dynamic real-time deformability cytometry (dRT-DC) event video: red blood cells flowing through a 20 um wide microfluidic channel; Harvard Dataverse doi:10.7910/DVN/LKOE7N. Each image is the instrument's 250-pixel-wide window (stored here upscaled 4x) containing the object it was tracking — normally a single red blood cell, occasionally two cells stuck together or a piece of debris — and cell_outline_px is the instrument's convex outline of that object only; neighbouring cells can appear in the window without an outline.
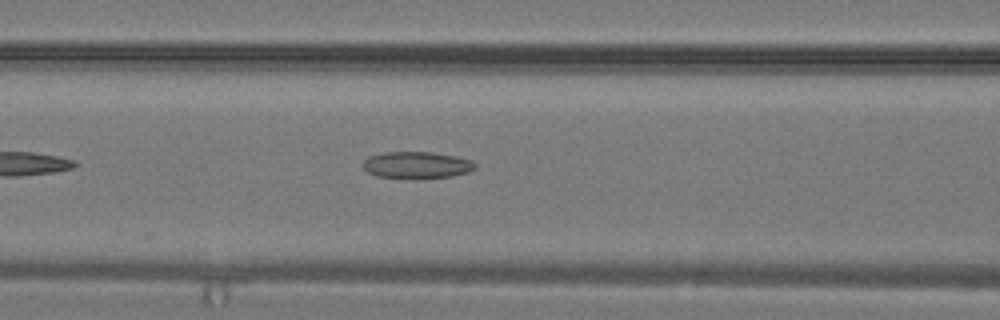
{"species": "common noctule bat (a hibernating species)", "species_latin": "Nyctalus noctula", "temperature_condition": "warm", "stored_images_in_passage": 22, "camera_frame_rate_fps": 3000, "um_per_image_px": 0.085, "animal": {"sex": "male", "body_mass_g": 19.2, "forearm_length_mm": 51.8}, "frame": {"image": 1, "passage_image": 4, "time_ms": 1.0, "image_size_px": [1000, 320], "cell_outline_px": [[476, 168], [468, 172], [452, 176], [416, 180], [376, 176], [368, 172], [364, 168], [364, 160], [368, 156], [384, 152], [432, 152], [456, 156], [472, 160], [476, 164]], "centroid_in_image_um": [35.44, 14.05], "position_along_channel_um": 131.2, "area_um2": 17.92}}
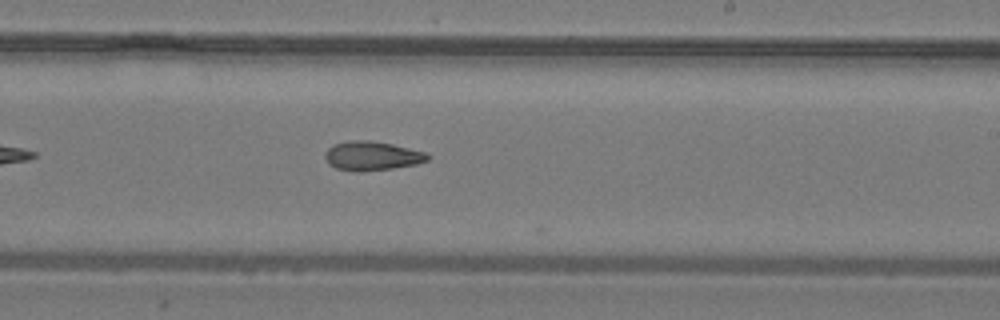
{"frame": {"image": 2, "passage_image": 10, "time_ms": 3.0, "image_size_px": [1000, 320], "cell_outline_px": [[428, 160], [416, 164], [392, 168], [360, 172], [352, 172], [336, 168], [328, 164], [324, 156], [328, 148], [332, 144], [352, 140], [368, 140], [392, 144], [424, 152], [428, 156]], "centroid_in_image_um": [31.55, 13.26], "position_along_channel_um": 257.4, "area_um2": 17.34}}
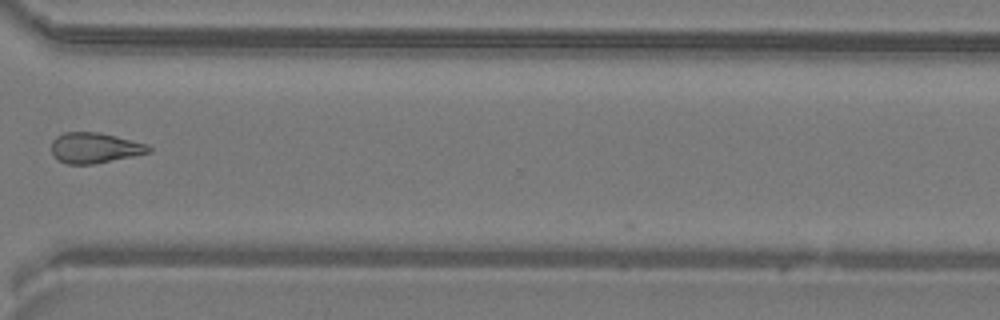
{"frame": {"image": 3, "passage_image": 15, "time_ms": 4.667, "image_size_px": [1000, 320], "cell_outline_px": [[152, 152], [92, 164], [68, 164], [56, 160], [52, 152], [52, 140], [56, 136], [64, 132], [100, 132], [148, 144], [152, 148]], "centroid_in_image_um": [8.04, 12.56], "position_along_channel_um": 362.6, "area_um2": 17.34}}